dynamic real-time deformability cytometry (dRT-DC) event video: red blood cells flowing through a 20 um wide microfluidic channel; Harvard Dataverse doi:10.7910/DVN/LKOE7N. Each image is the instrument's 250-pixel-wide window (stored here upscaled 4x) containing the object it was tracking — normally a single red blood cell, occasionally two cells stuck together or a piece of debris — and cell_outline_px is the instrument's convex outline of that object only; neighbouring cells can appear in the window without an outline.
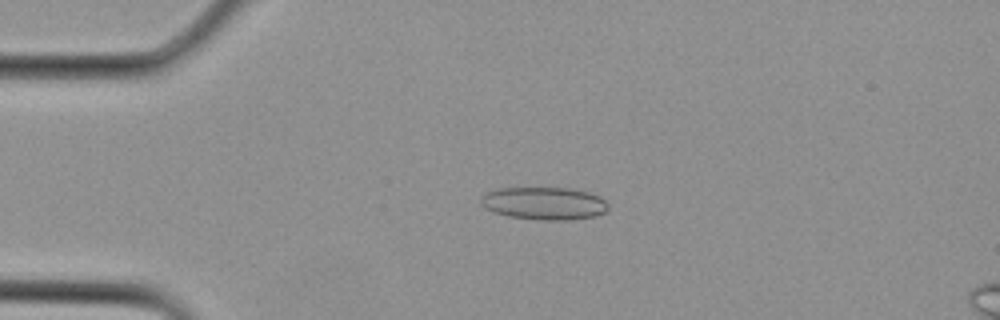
{"species": "Egyptian fruit bat (a non-hibernating species)", "species_latin": "Rousettus aegyptiacus", "temperature_condition": "cold", "stored_images_in_passage": 2, "camera_frame_rate_fps": 3000, "um_per_image_px": 0.085, "animal": {"sex": "female"}, "frame": {"image": 1, "passage_image": 2, "time_ms": 0.333, "image_size_px": [1000, 320], "cell_outline_px": [[608, 208], [604, 212], [596, 216], [568, 220], [540, 220], [508, 216], [492, 212], [484, 208], [480, 204], [480, 196], [484, 192], [496, 188], [572, 188], [588, 192], [600, 196], [608, 204]], "centroid_in_image_um": [46.2, 17.28], "position_along_channel_um": 38.8, "area_um2": 24.62}}